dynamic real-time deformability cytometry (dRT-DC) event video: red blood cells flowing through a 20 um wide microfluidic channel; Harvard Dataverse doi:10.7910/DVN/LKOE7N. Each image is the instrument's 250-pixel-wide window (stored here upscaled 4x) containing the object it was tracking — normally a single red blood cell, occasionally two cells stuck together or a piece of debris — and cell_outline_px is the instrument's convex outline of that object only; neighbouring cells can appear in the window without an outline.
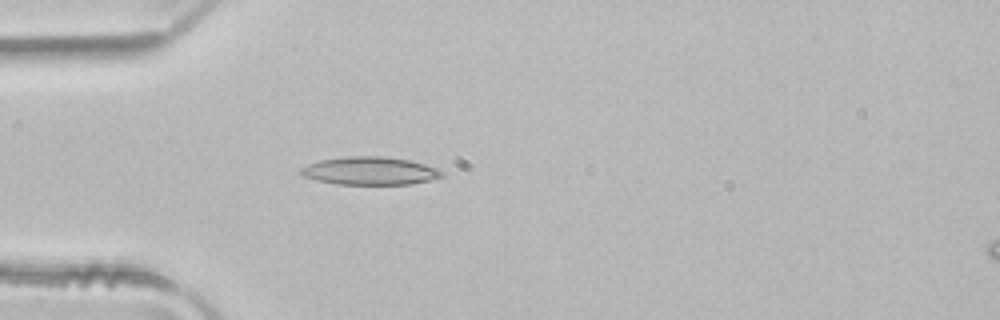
{"species": "common noctule bat (a hibernating species)", "species_latin": "Nyctalus noctula", "temperature_condition": "room temperature", "stored_images_in_passage": 1, "camera_frame_rate_fps": 3000, "um_per_image_px": 0.085, "animal": {"sex": "male", "body_mass_g": 21.5, "forearm_length_mm": 52.0}, "frame": {"image": 1, "passage_image": 1, "time_ms": 0.0, "image_size_px": [1000, 320], "cell_outline_px": [[444, 176], [412, 184], [336, 184], [316, 180], [300, 176], [300, 168], [308, 164], [320, 160], [344, 156], [380, 156], [408, 160], [424, 164], [436, 168], [444, 172]], "centroid_in_image_um": [31.4, 14.52], "position_along_channel_um": 53.6, "area_um2": 23.0}}